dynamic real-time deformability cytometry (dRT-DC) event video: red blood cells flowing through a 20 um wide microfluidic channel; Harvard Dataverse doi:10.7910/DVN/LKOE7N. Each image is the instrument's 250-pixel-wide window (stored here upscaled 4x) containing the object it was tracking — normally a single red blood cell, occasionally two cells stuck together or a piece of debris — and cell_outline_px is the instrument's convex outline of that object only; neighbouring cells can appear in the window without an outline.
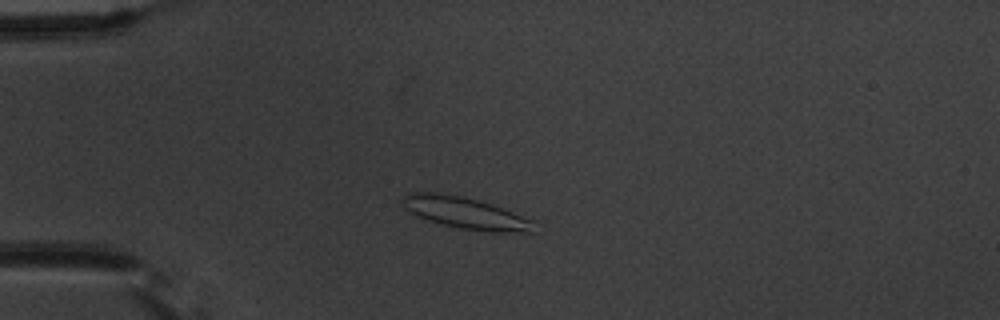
{"species": "common noctule bat (a hibernating species)", "species_latin": "Nyctalus noctula", "temperature_condition": "warm", "stored_images_in_passage": 6, "camera_frame_rate_fps": 3000, "um_per_image_px": 0.085, "animal": {"sex": "male", "body_mass_g": 20.1, "forearm_length_mm": 53.5}, "frame": {"image": 1, "passage_image": 3, "time_ms": 2.333, "image_size_px": [1000, 320], "cell_outline_px": [[536, 220], [532, 232], [488, 232], [460, 228], [428, 220], [416, 216], [404, 208], [400, 200], [408, 192], [440, 192], [464, 196], [492, 204], [504, 208]], "centroid_in_image_um": [39.57, 18.09], "position_along_channel_um": 45.4, "area_um2": 24.62}}
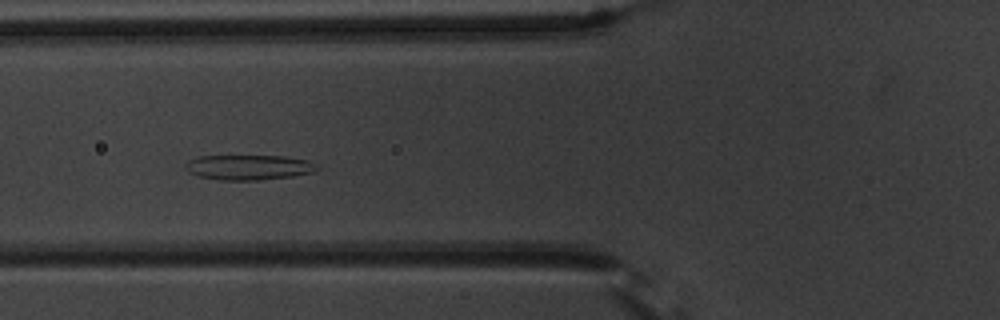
{"frame": {"image": 2, "passage_image": 5, "time_ms": 4.667, "image_size_px": [1000, 320], "cell_outline_px": [[320, 168], [316, 172], [292, 176], [260, 180], [220, 180], [200, 176], [188, 172], [184, 168], [184, 164], [188, 160], [196, 156], [284, 156], [308, 160], [320, 164]], "centroid_in_image_um": [21.18, 14.22], "position_along_channel_um": 104.6, "area_um2": 19.54}}